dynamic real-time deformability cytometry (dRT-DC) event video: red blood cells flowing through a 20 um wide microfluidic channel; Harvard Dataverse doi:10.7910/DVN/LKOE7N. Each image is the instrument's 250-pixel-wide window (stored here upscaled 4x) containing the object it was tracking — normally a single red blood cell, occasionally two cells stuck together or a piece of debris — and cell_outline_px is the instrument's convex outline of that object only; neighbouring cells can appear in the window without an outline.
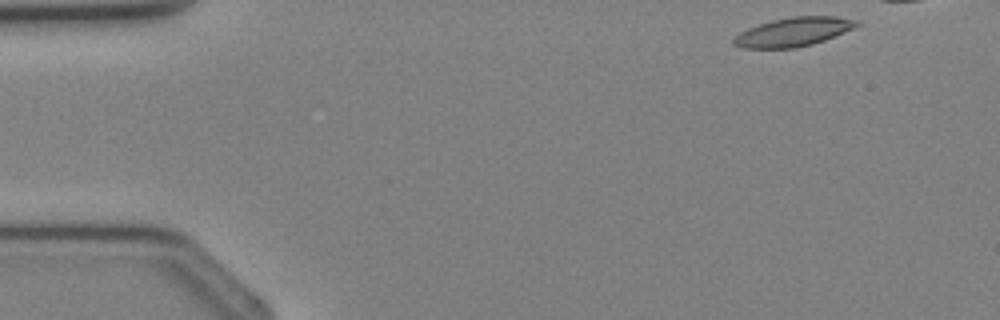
{"species": "Egyptian fruit bat (a non-hibernating species)", "species_latin": "Rousettus aegyptiacus", "temperature_condition": "cold", "stored_images_in_passage": 7, "camera_frame_rate_fps": 3000, "um_per_image_px": 0.085, "animal": {"sex": "female"}, "frame": {"image": 1, "passage_image": 1, "time_ms": 0.0, "image_size_px": [1000, 320], "cell_outline_px": [[860, 24], [844, 32], [824, 40], [812, 44], [796, 48], [740, 48], [732, 44], [732, 40], [740, 32], [748, 28], [772, 20], [792, 16], [836, 16], [860, 20]], "centroid_in_image_um": [67.43, 2.71], "position_along_channel_um": 17.6, "area_um2": 20.69}}